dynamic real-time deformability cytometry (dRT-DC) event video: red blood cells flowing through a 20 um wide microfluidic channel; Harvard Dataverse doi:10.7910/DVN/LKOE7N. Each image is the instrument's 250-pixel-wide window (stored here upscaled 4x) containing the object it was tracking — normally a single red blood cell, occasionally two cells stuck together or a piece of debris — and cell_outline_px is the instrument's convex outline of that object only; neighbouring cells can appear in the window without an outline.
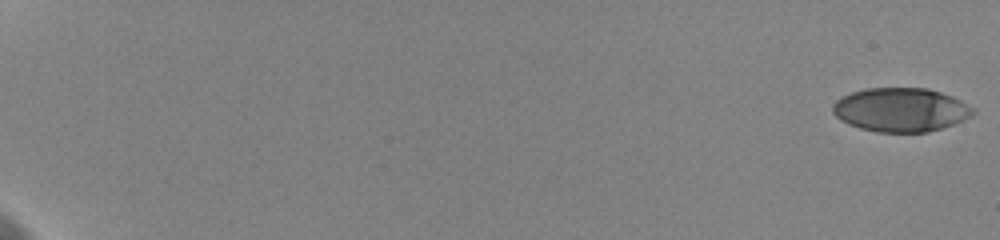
{"species": "human", "species_latin": "Homo sapiens", "temperature_condition": "cold", "stored_images_in_passage": 60, "camera_frame_rate_fps": 3000, "um_per_image_px": 0.085, "donor": {"sex": "female"}, "frame": {"image": 1, "passage_image": 1, "time_ms": 0.0, "image_size_px": [1000, 240], "cell_outline_px": [[976, 112], [972, 116], [952, 124], [928, 132], [876, 132], [860, 128], [848, 124], [840, 120], [832, 112], [832, 104], [840, 96], [864, 88], [928, 88], [952, 96], [976, 108]], "centroid_in_image_um": [76.55, 9.32], "position_along_channel_um": 8.5, "area_um2": 36.07}}
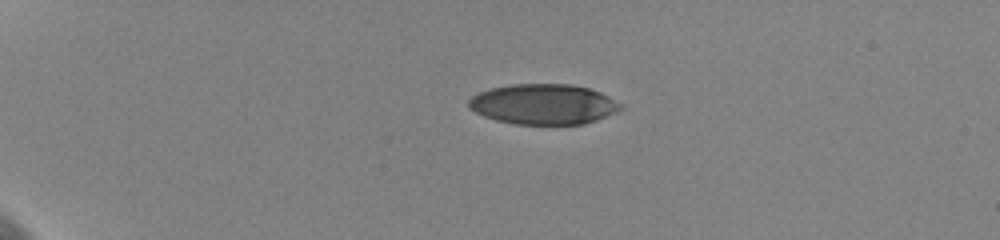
{"frame": {"image": 2, "passage_image": 16, "time_ms": 5.0, "image_size_px": [1000, 240], "cell_outline_px": [[624, 108], [616, 112], [596, 120], [584, 124], [516, 124], [496, 120], [484, 116], [468, 108], [468, 100], [472, 96], [480, 92], [492, 88], [512, 84], [572, 84], [588, 88], [600, 92], [624, 104]], "centroid_in_image_um": [46.22, 8.86], "position_along_channel_um": 38.8, "area_um2": 35.78}}
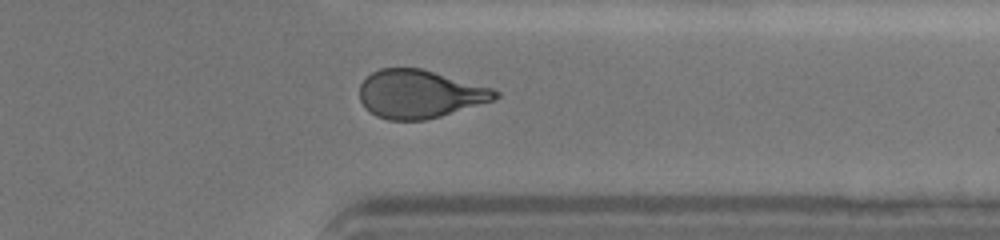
{"frame": {"image": 3, "passage_image": 50, "time_ms": 16.333, "image_size_px": [1000, 240], "cell_outline_px": [[500, 96], [496, 100], [440, 116], [424, 120], [388, 120], [376, 116], [364, 108], [360, 100], [360, 84], [372, 72], [380, 68], [420, 68], [492, 88], [500, 92]], "centroid_in_image_um": [35.67, 8.0], "position_along_channel_um": 375.7, "area_um2": 38.09}, "authors_computed_cell_mechanics": {"area_um2": 38.148, "velocity_mm_per_s": 3.6151, "shape_relaxation_time_tau1_ms": 4.7524, "shape_relaxation_time_tau2_ms": 2.1323, "deformation_change_tau1": 0.183, "deformation_change_tau2": 0.0925}}